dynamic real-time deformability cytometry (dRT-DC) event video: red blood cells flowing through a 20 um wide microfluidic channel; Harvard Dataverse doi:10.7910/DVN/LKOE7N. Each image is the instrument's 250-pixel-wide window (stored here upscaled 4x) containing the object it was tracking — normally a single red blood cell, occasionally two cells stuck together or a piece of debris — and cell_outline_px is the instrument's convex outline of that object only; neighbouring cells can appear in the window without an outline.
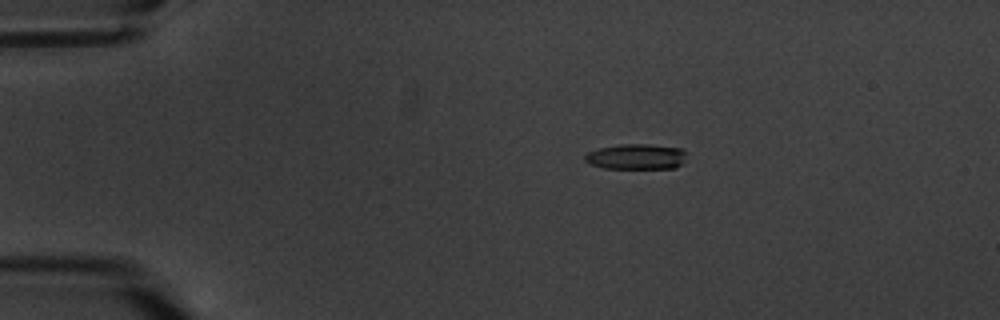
{"species": "common noctule bat (a hibernating species)", "species_latin": "Nyctalus noctula", "temperature_condition": "warm", "stored_images_in_passage": 5, "camera_frame_rate_fps": 3000, "um_per_image_px": 0.085, "animal": {"sex": "male", "body_mass_g": 20.1, "forearm_length_mm": 53.5}, "frame": {"image": 1, "passage_image": 3, "time_ms": 3.0, "image_size_px": [1000, 320], "cell_outline_px": [[688, 152], [680, 164], [676, 168], [604, 168], [592, 164], [584, 160], [584, 156], [588, 152], [600, 148], [620, 144], [648, 144], [684, 148]], "centroid_in_image_um": [54.12, 13.3], "position_along_channel_um": 30.9, "area_um2": 15.09}}